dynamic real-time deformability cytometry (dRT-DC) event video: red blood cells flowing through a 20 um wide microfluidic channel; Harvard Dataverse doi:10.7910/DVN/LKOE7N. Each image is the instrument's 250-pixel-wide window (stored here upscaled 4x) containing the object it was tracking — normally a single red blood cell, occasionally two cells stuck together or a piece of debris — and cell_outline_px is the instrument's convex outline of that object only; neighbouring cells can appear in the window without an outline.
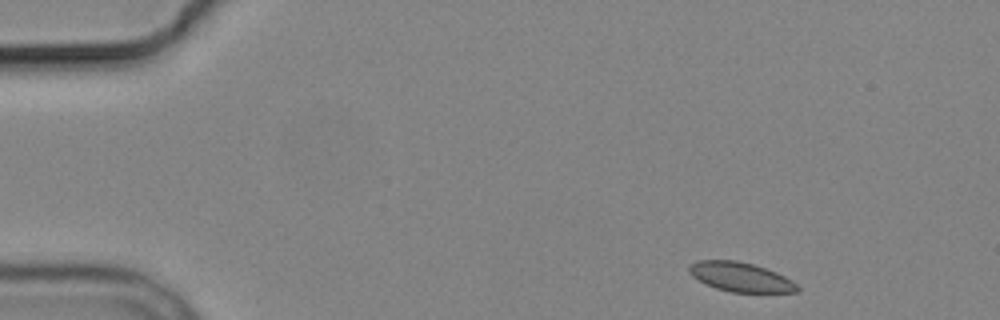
{"species": "common noctule bat (a hibernating species)", "species_latin": "Nyctalus noctula", "temperature_condition": "cold", "stored_images_in_passage": 4, "camera_frame_rate_fps": 3000, "um_per_image_px": 0.085, "animal": {"sex": "male", "body_mass_g": 19.2, "forearm_length_mm": 51.8}, "frame": {"image": 1, "passage_image": 1, "time_ms": 0.0, "image_size_px": [1000, 320], "cell_outline_px": [[800, 292], [732, 292], [716, 288], [704, 284], [692, 276], [688, 272], [688, 268], [696, 260], [736, 260], [752, 264], [776, 272], [792, 280], [800, 288]], "centroid_in_image_um": [62.93, 23.55], "position_along_channel_um": 22.1, "area_um2": 18.5}}
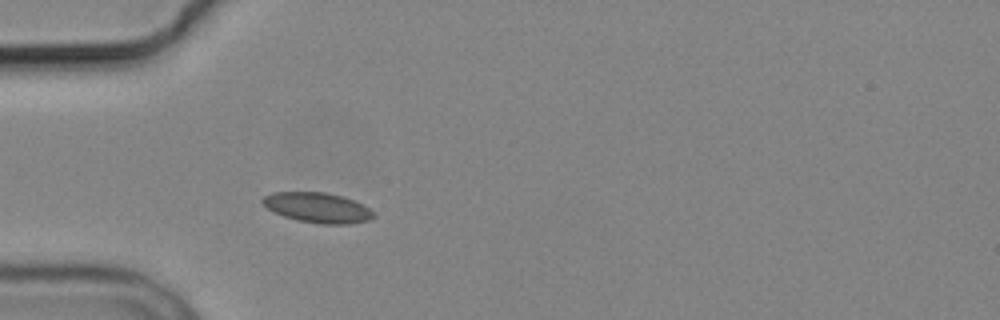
{"frame": {"image": 2, "passage_image": 4, "time_ms": 3.333, "image_size_px": [1000, 320], "cell_outline_px": [[376, 216], [368, 220], [352, 224], [320, 224], [296, 220], [272, 212], [260, 204], [260, 200], [264, 196], [272, 192], [324, 192], [340, 196], [352, 200], [368, 208]], "centroid_in_image_um": [26.91, 17.66], "position_along_channel_um": 58.1, "area_um2": 19.54}}